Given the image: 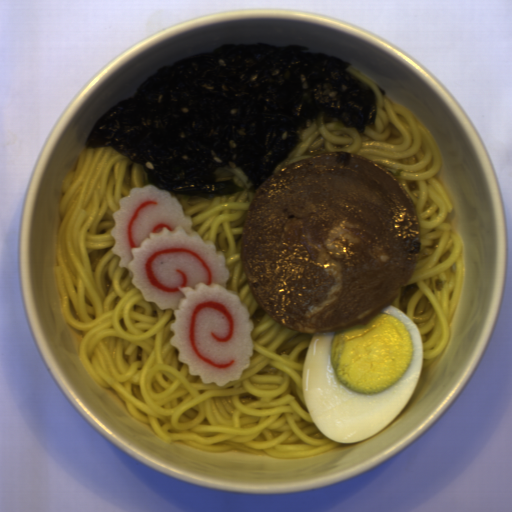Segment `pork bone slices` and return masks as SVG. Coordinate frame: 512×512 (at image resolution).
I'll return each mask as SVG.
<instances>
[{
    "instance_id": "d1f655de",
    "label": "pork bone slices",
    "mask_w": 512,
    "mask_h": 512,
    "mask_svg": "<svg viewBox=\"0 0 512 512\" xmlns=\"http://www.w3.org/2000/svg\"><path fill=\"white\" fill-rule=\"evenodd\" d=\"M421 249L417 206L392 172L348 152L290 158L253 193L240 256L281 326L327 334L389 308Z\"/></svg>"
}]
</instances>
